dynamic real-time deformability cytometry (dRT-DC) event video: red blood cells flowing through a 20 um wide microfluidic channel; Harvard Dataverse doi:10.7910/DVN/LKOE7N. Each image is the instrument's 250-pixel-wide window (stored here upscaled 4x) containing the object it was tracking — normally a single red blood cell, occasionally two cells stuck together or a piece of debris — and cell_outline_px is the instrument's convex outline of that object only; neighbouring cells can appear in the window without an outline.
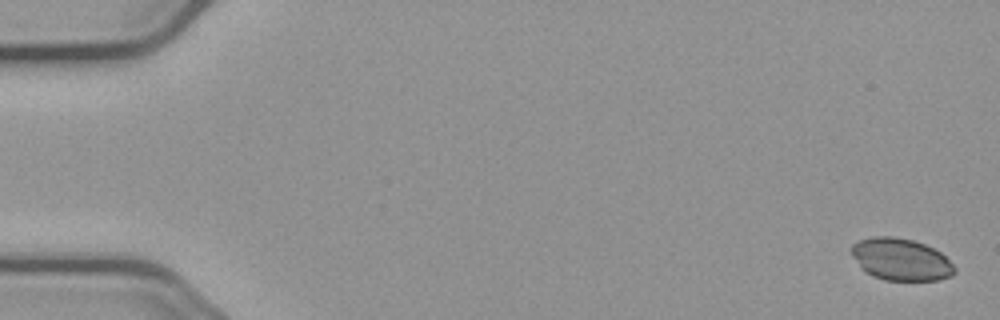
{"species": "common noctule bat (a hibernating species)", "species_latin": "Nyctalus noctula", "temperature_condition": "cold", "stored_images_in_passage": 55, "camera_frame_rate_fps": 3000, "um_per_image_px": 0.085, "animal": {"sex": "male", "body_mass_g": 23.1, "forearm_length_mm": 52.7}, "frame": {"image": 1, "passage_image": 1, "time_ms": 0.0, "image_size_px": [1000, 320], "cell_outline_px": [[956, 272], [952, 276], [940, 280], [884, 280], [872, 276], [852, 256], [852, 244], [860, 240], [872, 236], [892, 236], [912, 240], [924, 244], [940, 252], [956, 268]], "centroid_in_image_um": [76.6, 22.05], "position_along_channel_um": 8.4, "area_um2": 25.03}}
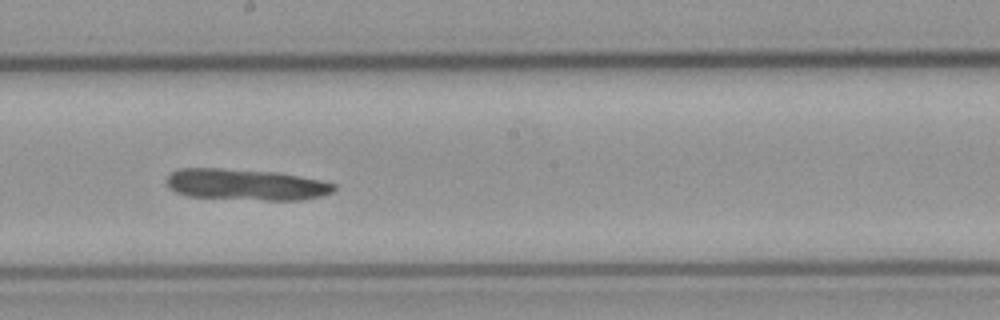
{"frame": {"image": 2, "passage_image": 31, "time_ms": 10.0, "image_size_px": [1000, 320], "cell_outline_px": [[336, 188], [332, 192], [320, 196], [300, 200], [264, 200], [188, 196], [176, 192], [168, 188], [168, 176], [172, 172], [180, 168], [220, 168], [276, 172], [320, 180], [336, 184]], "centroid_in_image_um": [20.9, 15.69], "position_along_channel_um": 227.3, "area_um2": 30.29}}
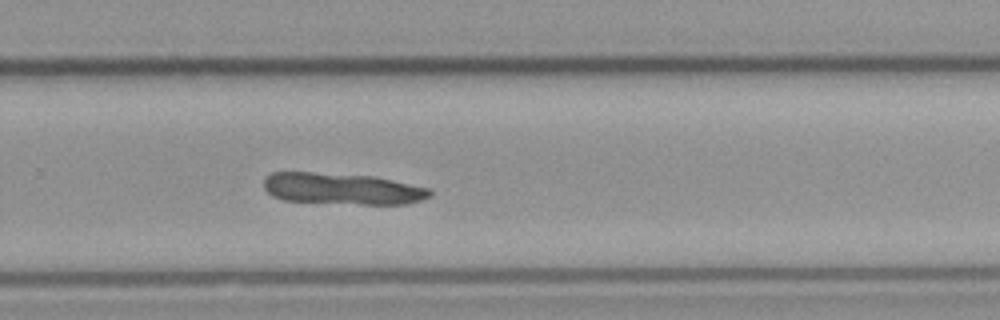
{"frame": {"image": 3, "passage_image": 37, "time_ms": 12.0, "image_size_px": [1000, 320], "cell_outline_px": [[432, 196], [408, 204], [364, 204], [284, 200], [272, 196], [264, 188], [264, 176], [272, 172], [312, 172], [372, 176], [392, 180], [428, 188], [432, 192]], "centroid_in_image_um": [29.06, 16.04], "position_along_channel_um": 300.7, "area_um2": 30.29}}